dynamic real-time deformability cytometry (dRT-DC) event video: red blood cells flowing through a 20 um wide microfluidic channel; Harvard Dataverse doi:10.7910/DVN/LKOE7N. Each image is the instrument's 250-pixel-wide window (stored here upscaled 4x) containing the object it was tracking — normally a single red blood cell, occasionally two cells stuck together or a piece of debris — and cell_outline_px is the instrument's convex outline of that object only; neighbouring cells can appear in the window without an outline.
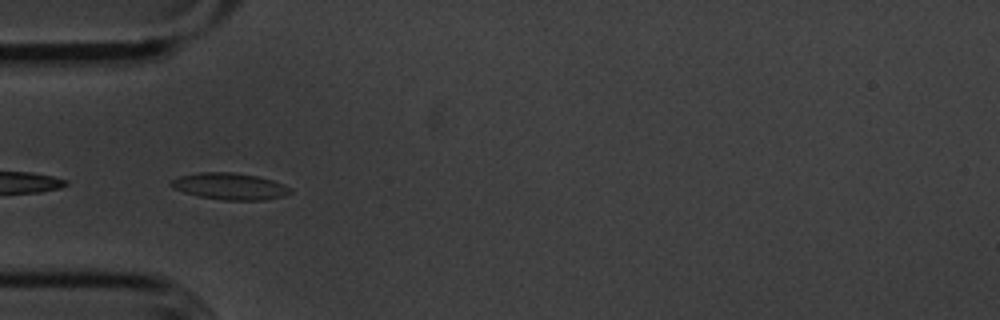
{"species": "common noctule bat (a hibernating species)", "species_latin": "Nyctalus noctula", "temperature_condition": "cold", "stored_images_in_passage": 21, "camera_frame_rate_fps": 3000, "um_per_image_px": 0.085, "animal": {"sex": "male", "body_mass_g": 20.1, "forearm_length_mm": 53.5}, "frame": {"image": 1, "passage_image": 18, "time_ms": 5.667, "image_size_px": [1000, 320], "cell_outline_px": [[292, 192], [284, 196], [264, 200], [224, 200], [200, 196], [184, 192], [172, 188], [168, 184], [172, 180], [180, 176], [200, 172], [232, 172], [256, 176], [272, 180], [292, 188]], "centroid_in_image_um": [19.53, 15.84], "position_along_channel_um": 65.5, "area_um2": 18.44}}